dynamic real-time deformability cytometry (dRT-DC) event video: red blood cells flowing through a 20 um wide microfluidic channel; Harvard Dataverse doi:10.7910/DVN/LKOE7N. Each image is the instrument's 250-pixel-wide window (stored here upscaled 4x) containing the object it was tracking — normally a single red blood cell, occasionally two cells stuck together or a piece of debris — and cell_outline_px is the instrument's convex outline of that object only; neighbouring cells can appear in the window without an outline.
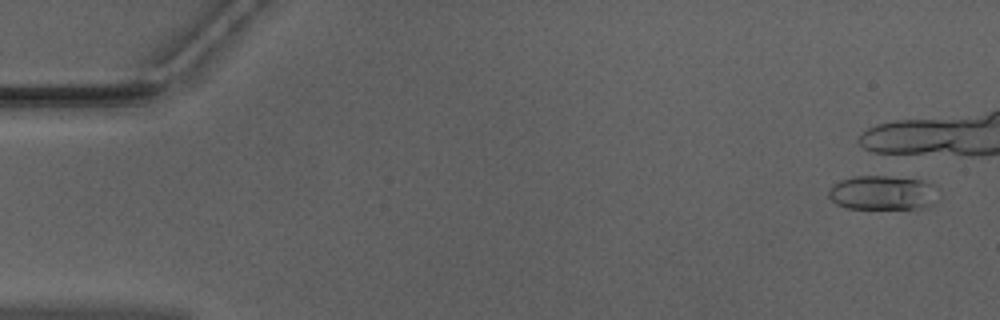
{"species": "Egyptian fruit bat (a non-hibernating species)", "species_latin": "Rousettus aegyptiacus", "temperature_condition": "warm", "stored_images_in_passage": 5, "camera_frame_rate_fps": 3000, "um_per_image_px": 0.085, "animal": {"sex": "male"}, "frame": {"image": 1, "passage_image": 2, "time_ms": 0.333, "image_size_px": [1000, 320], "cell_outline_px": [[940, 200], [928, 208], [848, 208], [836, 204], [828, 196], [828, 188], [832, 184], [840, 180], [852, 176], [888, 176], [920, 180], [936, 184], [940, 188]], "centroid_in_image_um": [75.12, 16.38], "position_along_channel_um": 9.9, "area_um2": 22.66}}